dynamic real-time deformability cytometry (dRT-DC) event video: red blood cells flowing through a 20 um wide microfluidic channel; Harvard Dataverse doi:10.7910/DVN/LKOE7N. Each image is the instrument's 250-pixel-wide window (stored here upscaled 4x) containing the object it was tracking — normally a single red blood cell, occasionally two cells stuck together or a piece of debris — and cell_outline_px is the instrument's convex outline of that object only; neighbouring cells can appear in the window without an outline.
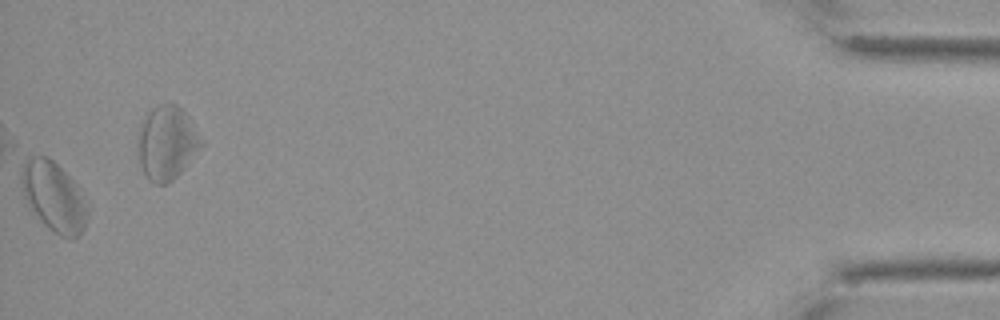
{"species": "Egyptian fruit bat (a non-hibernating species)", "species_latin": "Rousettus aegyptiacus", "temperature_condition": "cold", "stored_images_in_passage": 59, "camera_frame_rate_fps": 3000, "um_per_image_px": 0.085, "animal": {"sex": "female"}, "frame": {"image": 1, "passage_image": 59, "time_ms": 19.333, "image_size_px": [1000, 320], "cell_outline_px": [[204, 144], [184, 168], [168, 184], [152, 184], [148, 180], [140, 164], [136, 148], [136, 132], [148, 112], [152, 108], [160, 104], [176, 104], [188, 116], [204, 140]], "centroid_in_image_um": [14.15, 12.15], "position_along_channel_um": 421.0, "area_um2": 27.63}, "authors_computed_cell_mechanics": {"area_um2": 21.675, "velocity_mm_per_s": 3.2579, "shape_relaxation_time_tau1_ms": null, "shape_relaxation_time_tau2_ms": 8.382, "deformation_change_tau1": null, "deformation_change_tau2": 0.0515}}